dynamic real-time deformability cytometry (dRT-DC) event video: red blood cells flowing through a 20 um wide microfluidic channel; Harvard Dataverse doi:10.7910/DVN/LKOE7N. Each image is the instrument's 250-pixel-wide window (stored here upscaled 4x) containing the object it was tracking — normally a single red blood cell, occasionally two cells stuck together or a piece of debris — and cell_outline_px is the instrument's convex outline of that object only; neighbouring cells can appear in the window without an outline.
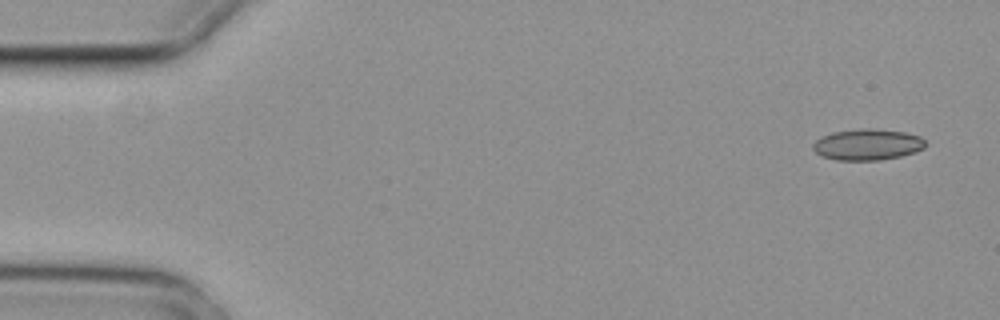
{"species": "common noctule bat (a hibernating species)", "species_latin": "Nyctalus noctula", "temperature_condition": "cold", "stored_images_in_passage": 4, "camera_frame_rate_fps": 3000, "um_per_image_px": 0.085, "animal": {"sex": "female", "body_mass_g": 29.2, "forearm_length_mm": 56.3}, "frame": {"image": 1, "passage_image": 1, "time_ms": 0.0, "image_size_px": [1000, 320], "cell_outline_px": [[924, 148], [916, 152], [900, 156], [880, 160], [836, 160], [824, 156], [816, 152], [812, 148], [812, 144], [820, 136], [832, 132], [860, 128], [872, 128], [904, 132], [920, 136], [924, 140]], "centroid_in_image_um": [73.72, 12.28], "position_along_channel_um": 11.3, "area_um2": 20.46}}